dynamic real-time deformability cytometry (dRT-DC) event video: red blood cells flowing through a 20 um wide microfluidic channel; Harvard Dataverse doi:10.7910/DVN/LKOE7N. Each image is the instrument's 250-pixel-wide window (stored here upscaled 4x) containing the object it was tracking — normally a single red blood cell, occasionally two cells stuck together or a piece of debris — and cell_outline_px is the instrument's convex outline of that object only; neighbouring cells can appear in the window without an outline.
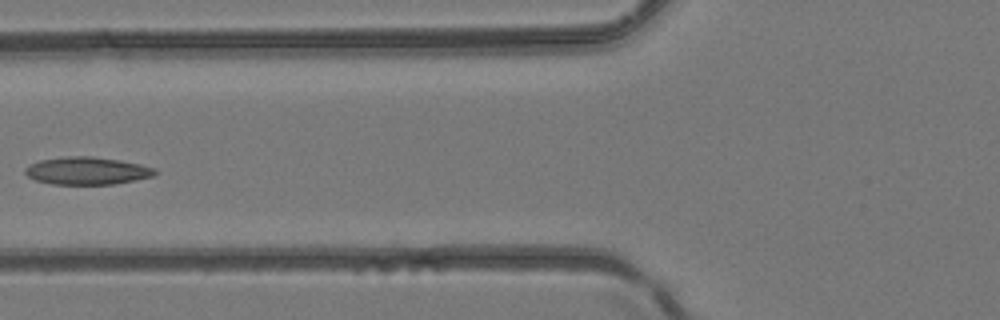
{"species": "common noctule bat (a hibernating species)", "species_latin": "Nyctalus noctula", "temperature_condition": "room temperature", "stored_images_in_passage": 4, "camera_frame_rate_fps": 3000, "um_per_image_px": 0.085, "animal": {"sex": "female", "body_mass_g": 24.6, "forearm_length_mm": 56.2}, "frame": {"image": 1, "passage_image": 4, "time_ms": 1.0, "image_size_px": [1000, 320], "cell_outline_px": [[156, 172], [152, 176], [116, 184], [52, 184], [36, 180], [28, 176], [24, 172], [24, 168], [28, 164], [40, 160], [64, 156], [92, 156], [120, 160], [140, 164], [156, 168]], "centroid_in_image_um": [7.37, 14.51], "position_along_channel_um": 118.4, "area_um2": 20.92}}